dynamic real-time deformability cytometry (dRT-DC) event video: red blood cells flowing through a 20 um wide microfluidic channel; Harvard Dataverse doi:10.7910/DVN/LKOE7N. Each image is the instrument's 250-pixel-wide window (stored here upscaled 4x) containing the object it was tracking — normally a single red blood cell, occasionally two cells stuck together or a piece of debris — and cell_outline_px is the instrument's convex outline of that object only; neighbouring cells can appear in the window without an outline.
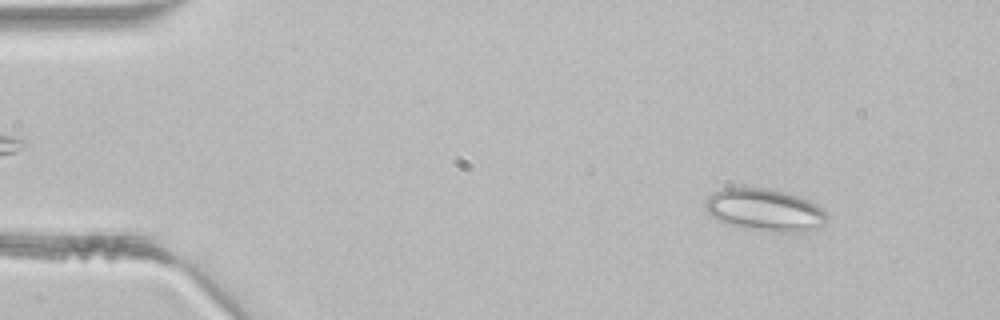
{"species": "common noctule bat (a hibernating species)", "species_latin": "Nyctalus noctula", "temperature_condition": "room temperature", "stored_images_in_passage": 42, "segment_of_instrument_passage": [1, 2], "camera_frame_rate_fps": 3000, "um_per_image_px": 0.085, "animal": {"sex": "male", "body_mass_g": 21.5, "forearm_length_mm": 52.0}, "frame": {"image": 1, "passage_image": 2, "time_ms": 0.333, "image_size_px": [1000, 320], "cell_outline_px": [[828, 216], [824, 224], [816, 228], [804, 232], [772, 232], [744, 228], [728, 224], [712, 216], [704, 208], [704, 204], [708, 196], [712, 192], [724, 188], [764, 188], [784, 192], [800, 196], [808, 200], [820, 208]], "centroid_in_image_um": [64.99, 17.85], "position_along_channel_um": 20.0, "area_um2": 29.88}}
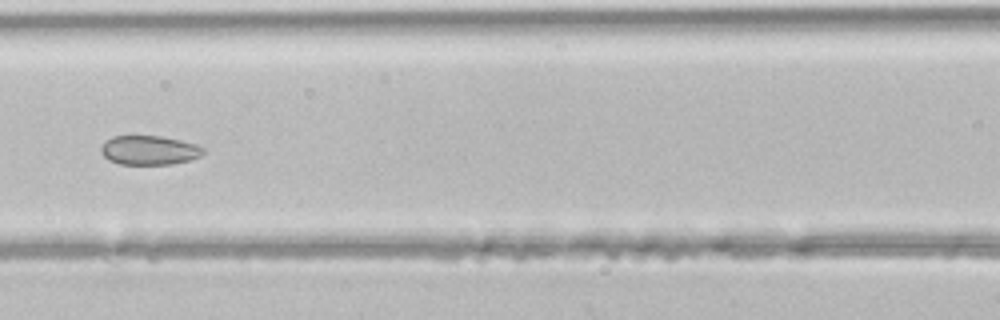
{"frame": {"image": 2, "passage_image": 17, "time_ms": 5.333, "image_size_px": [1000, 320], "cell_outline_px": [[204, 152], [200, 156], [188, 160], [172, 164], [120, 164], [108, 160], [100, 152], [100, 148], [112, 136], [160, 136], [180, 140], [196, 144], [204, 148]], "centroid_in_image_um": [12.68, 12.77], "position_along_channel_um": 153.9, "area_um2": 17.28}}
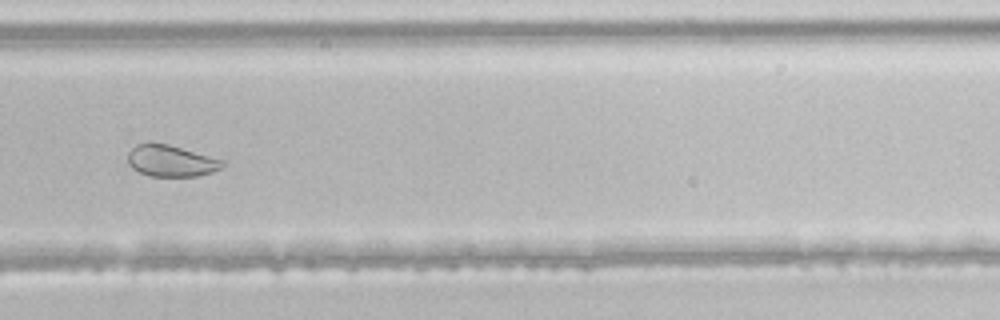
{"frame": {"image": 3, "passage_image": 28, "time_ms": 9.0, "image_size_px": [1000, 320], "cell_outline_px": [[224, 164], [220, 168], [212, 172], [196, 176], [148, 176], [132, 168], [128, 164], [128, 152], [136, 144], [168, 144], [224, 160]], "centroid_in_image_um": [14.52, 13.69], "position_along_channel_um": 315.3, "area_um2": 17.11}}